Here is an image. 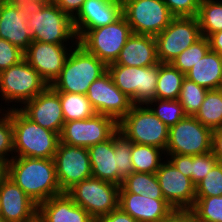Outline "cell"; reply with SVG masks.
Wrapping results in <instances>:
<instances>
[{"label":"cell","instance_id":"1","mask_svg":"<svg viewBox=\"0 0 222 222\" xmlns=\"http://www.w3.org/2000/svg\"><path fill=\"white\" fill-rule=\"evenodd\" d=\"M7 176L37 204L63 193L53 158L13 157Z\"/></svg>","mask_w":222,"mask_h":222},{"label":"cell","instance_id":"2","mask_svg":"<svg viewBox=\"0 0 222 222\" xmlns=\"http://www.w3.org/2000/svg\"><path fill=\"white\" fill-rule=\"evenodd\" d=\"M8 109H11L14 157L53 158L60 142L59 134L33 122L18 107Z\"/></svg>","mask_w":222,"mask_h":222},{"label":"cell","instance_id":"3","mask_svg":"<svg viewBox=\"0 0 222 222\" xmlns=\"http://www.w3.org/2000/svg\"><path fill=\"white\" fill-rule=\"evenodd\" d=\"M107 71V65L80 44L71 49L59 77L51 85L57 92L87 94L89 86Z\"/></svg>","mask_w":222,"mask_h":222},{"label":"cell","instance_id":"4","mask_svg":"<svg viewBox=\"0 0 222 222\" xmlns=\"http://www.w3.org/2000/svg\"><path fill=\"white\" fill-rule=\"evenodd\" d=\"M118 131L132 143L166 150L169 127L147 105H133L118 122Z\"/></svg>","mask_w":222,"mask_h":222},{"label":"cell","instance_id":"5","mask_svg":"<svg viewBox=\"0 0 222 222\" xmlns=\"http://www.w3.org/2000/svg\"><path fill=\"white\" fill-rule=\"evenodd\" d=\"M27 22L33 41L66 45L65 42L70 39L71 43H78L73 19L54 2L45 4L42 10L30 14Z\"/></svg>","mask_w":222,"mask_h":222},{"label":"cell","instance_id":"6","mask_svg":"<svg viewBox=\"0 0 222 222\" xmlns=\"http://www.w3.org/2000/svg\"><path fill=\"white\" fill-rule=\"evenodd\" d=\"M132 34L130 25L122 15L114 23L86 31L78 39V44L109 65L116 61Z\"/></svg>","mask_w":222,"mask_h":222},{"label":"cell","instance_id":"7","mask_svg":"<svg viewBox=\"0 0 222 222\" xmlns=\"http://www.w3.org/2000/svg\"><path fill=\"white\" fill-rule=\"evenodd\" d=\"M114 84L131 99L133 105H146L155 99L158 64L147 67L107 65Z\"/></svg>","mask_w":222,"mask_h":222},{"label":"cell","instance_id":"8","mask_svg":"<svg viewBox=\"0 0 222 222\" xmlns=\"http://www.w3.org/2000/svg\"><path fill=\"white\" fill-rule=\"evenodd\" d=\"M119 188L115 183L90 177L74 185L66 194L96 220L118 207Z\"/></svg>","mask_w":222,"mask_h":222},{"label":"cell","instance_id":"9","mask_svg":"<svg viewBox=\"0 0 222 222\" xmlns=\"http://www.w3.org/2000/svg\"><path fill=\"white\" fill-rule=\"evenodd\" d=\"M122 15L132 33L156 36L175 17L163 0H122Z\"/></svg>","mask_w":222,"mask_h":222},{"label":"cell","instance_id":"10","mask_svg":"<svg viewBox=\"0 0 222 222\" xmlns=\"http://www.w3.org/2000/svg\"><path fill=\"white\" fill-rule=\"evenodd\" d=\"M48 84L39 73L25 60L0 72V93L4 103H20L32 100Z\"/></svg>","mask_w":222,"mask_h":222},{"label":"cell","instance_id":"11","mask_svg":"<svg viewBox=\"0 0 222 222\" xmlns=\"http://www.w3.org/2000/svg\"><path fill=\"white\" fill-rule=\"evenodd\" d=\"M212 130L186 115L169 127L165 154L200 155L212 151Z\"/></svg>","mask_w":222,"mask_h":222},{"label":"cell","instance_id":"12","mask_svg":"<svg viewBox=\"0 0 222 222\" xmlns=\"http://www.w3.org/2000/svg\"><path fill=\"white\" fill-rule=\"evenodd\" d=\"M201 37L197 17H174L170 24L155 36L160 63H171Z\"/></svg>","mask_w":222,"mask_h":222},{"label":"cell","instance_id":"13","mask_svg":"<svg viewBox=\"0 0 222 222\" xmlns=\"http://www.w3.org/2000/svg\"><path fill=\"white\" fill-rule=\"evenodd\" d=\"M118 131V122L107 115L65 122L60 142L72 146L90 147L110 139Z\"/></svg>","mask_w":222,"mask_h":222},{"label":"cell","instance_id":"14","mask_svg":"<svg viewBox=\"0 0 222 222\" xmlns=\"http://www.w3.org/2000/svg\"><path fill=\"white\" fill-rule=\"evenodd\" d=\"M53 160L56 177L63 193L77 183L92 177L91 161L86 147L59 142Z\"/></svg>","mask_w":222,"mask_h":222},{"label":"cell","instance_id":"15","mask_svg":"<svg viewBox=\"0 0 222 222\" xmlns=\"http://www.w3.org/2000/svg\"><path fill=\"white\" fill-rule=\"evenodd\" d=\"M86 96L96 114L110 116L117 122L133 106L131 99L114 84L108 71L92 82Z\"/></svg>","mask_w":222,"mask_h":222},{"label":"cell","instance_id":"16","mask_svg":"<svg viewBox=\"0 0 222 222\" xmlns=\"http://www.w3.org/2000/svg\"><path fill=\"white\" fill-rule=\"evenodd\" d=\"M164 199L172 208L192 209L196 201V185L169 160L155 173Z\"/></svg>","mask_w":222,"mask_h":222},{"label":"cell","instance_id":"17","mask_svg":"<svg viewBox=\"0 0 222 222\" xmlns=\"http://www.w3.org/2000/svg\"><path fill=\"white\" fill-rule=\"evenodd\" d=\"M74 44L77 43H73L72 46H69V49L67 48L68 43L67 45H61L33 41L24 51V59L48 85H52L59 77L71 49L75 47Z\"/></svg>","mask_w":222,"mask_h":222},{"label":"cell","instance_id":"18","mask_svg":"<svg viewBox=\"0 0 222 222\" xmlns=\"http://www.w3.org/2000/svg\"><path fill=\"white\" fill-rule=\"evenodd\" d=\"M18 109L33 122L60 135L65 120L59 93L51 85Z\"/></svg>","mask_w":222,"mask_h":222},{"label":"cell","instance_id":"19","mask_svg":"<svg viewBox=\"0 0 222 222\" xmlns=\"http://www.w3.org/2000/svg\"><path fill=\"white\" fill-rule=\"evenodd\" d=\"M122 16V0H85L73 18L77 40L86 32L114 23Z\"/></svg>","mask_w":222,"mask_h":222},{"label":"cell","instance_id":"20","mask_svg":"<svg viewBox=\"0 0 222 222\" xmlns=\"http://www.w3.org/2000/svg\"><path fill=\"white\" fill-rule=\"evenodd\" d=\"M0 208L8 222H29L38 213V204L8 176L0 183Z\"/></svg>","mask_w":222,"mask_h":222},{"label":"cell","instance_id":"21","mask_svg":"<svg viewBox=\"0 0 222 222\" xmlns=\"http://www.w3.org/2000/svg\"><path fill=\"white\" fill-rule=\"evenodd\" d=\"M118 207L137 222H160L173 209L165 199L119 192Z\"/></svg>","mask_w":222,"mask_h":222},{"label":"cell","instance_id":"22","mask_svg":"<svg viewBox=\"0 0 222 222\" xmlns=\"http://www.w3.org/2000/svg\"><path fill=\"white\" fill-rule=\"evenodd\" d=\"M28 17L11 2L4 0L0 5V38L20 48L23 52L33 42L28 29Z\"/></svg>","mask_w":222,"mask_h":222},{"label":"cell","instance_id":"23","mask_svg":"<svg viewBox=\"0 0 222 222\" xmlns=\"http://www.w3.org/2000/svg\"><path fill=\"white\" fill-rule=\"evenodd\" d=\"M158 63L155 36L133 33L121 49L116 61L109 65L147 67Z\"/></svg>","mask_w":222,"mask_h":222},{"label":"cell","instance_id":"24","mask_svg":"<svg viewBox=\"0 0 222 222\" xmlns=\"http://www.w3.org/2000/svg\"><path fill=\"white\" fill-rule=\"evenodd\" d=\"M37 215L43 222H95V219L75 204L66 193L38 204Z\"/></svg>","mask_w":222,"mask_h":222},{"label":"cell","instance_id":"25","mask_svg":"<svg viewBox=\"0 0 222 222\" xmlns=\"http://www.w3.org/2000/svg\"><path fill=\"white\" fill-rule=\"evenodd\" d=\"M92 177L119 185L117 165V132L108 140L87 148Z\"/></svg>","mask_w":222,"mask_h":222},{"label":"cell","instance_id":"26","mask_svg":"<svg viewBox=\"0 0 222 222\" xmlns=\"http://www.w3.org/2000/svg\"><path fill=\"white\" fill-rule=\"evenodd\" d=\"M185 77L207 90L222 88V55L209 50Z\"/></svg>","mask_w":222,"mask_h":222},{"label":"cell","instance_id":"27","mask_svg":"<svg viewBox=\"0 0 222 222\" xmlns=\"http://www.w3.org/2000/svg\"><path fill=\"white\" fill-rule=\"evenodd\" d=\"M185 74L171 63H158V80L155 99L177 100Z\"/></svg>","mask_w":222,"mask_h":222},{"label":"cell","instance_id":"28","mask_svg":"<svg viewBox=\"0 0 222 222\" xmlns=\"http://www.w3.org/2000/svg\"><path fill=\"white\" fill-rule=\"evenodd\" d=\"M119 192H131L154 199H164L155 174L133 172L123 181Z\"/></svg>","mask_w":222,"mask_h":222},{"label":"cell","instance_id":"29","mask_svg":"<svg viewBox=\"0 0 222 222\" xmlns=\"http://www.w3.org/2000/svg\"><path fill=\"white\" fill-rule=\"evenodd\" d=\"M194 117L212 131L222 128V88L207 91Z\"/></svg>","mask_w":222,"mask_h":222},{"label":"cell","instance_id":"30","mask_svg":"<svg viewBox=\"0 0 222 222\" xmlns=\"http://www.w3.org/2000/svg\"><path fill=\"white\" fill-rule=\"evenodd\" d=\"M162 154L165 155V152L157 147L132 143L131 160L133 172L155 174L162 163Z\"/></svg>","mask_w":222,"mask_h":222},{"label":"cell","instance_id":"31","mask_svg":"<svg viewBox=\"0 0 222 222\" xmlns=\"http://www.w3.org/2000/svg\"><path fill=\"white\" fill-rule=\"evenodd\" d=\"M58 93L65 122L91 118L96 114L85 94Z\"/></svg>","mask_w":222,"mask_h":222},{"label":"cell","instance_id":"32","mask_svg":"<svg viewBox=\"0 0 222 222\" xmlns=\"http://www.w3.org/2000/svg\"><path fill=\"white\" fill-rule=\"evenodd\" d=\"M201 36L208 38L222 30V2L201 0L197 14Z\"/></svg>","mask_w":222,"mask_h":222},{"label":"cell","instance_id":"33","mask_svg":"<svg viewBox=\"0 0 222 222\" xmlns=\"http://www.w3.org/2000/svg\"><path fill=\"white\" fill-rule=\"evenodd\" d=\"M207 89L184 78L178 100L186 115L194 116L205 99Z\"/></svg>","mask_w":222,"mask_h":222},{"label":"cell","instance_id":"34","mask_svg":"<svg viewBox=\"0 0 222 222\" xmlns=\"http://www.w3.org/2000/svg\"><path fill=\"white\" fill-rule=\"evenodd\" d=\"M209 50L210 44L208 38L201 36L190 47L174 58L171 64L186 74Z\"/></svg>","mask_w":222,"mask_h":222},{"label":"cell","instance_id":"35","mask_svg":"<svg viewBox=\"0 0 222 222\" xmlns=\"http://www.w3.org/2000/svg\"><path fill=\"white\" fill-rule=\"evenodd\" d=\"M153 103H155L156 105ZM146 105L168 127L175 125L186 116L183 110V106L180 104L178 99H153L152 101H149ZM150 105H154V108Z\"/></svg>","mask_w":222,"mask_h":222},{"label":"cell","instance_id":"36","mask_svg":"<svg viewBox=\"0 0 222 222\" xmlns=\"http://www.w3.org/2000/svg\"><path fill=\"white\" fill-rule=\"evenodd\" d=\"M192 210L196 222H222V195L196 198Z\"/></svg>","mask_w":222,"mask_h":222},{"label":"cell","instance_id":"37","mask_svg":"<svg viewBox=\"0 0 222 222\" xmlns=\"http://www.w3.org/2000/svg\"><path fill=\"white\" fill-rule=\"evenodd\" d=\"M222 195V163L218 162L208 174L196 184V198Z\"/></svg>","mask_w":222,"mask_h":222},{"label":"cell","instance_id":"38","mask_svg":"<svg viewBox=\"0 0 222 222\" xmlns=\"http://www.w3.org/2000/svg\"><path fill=\"white\" fill-rule=\"evenodd\" d=\"M132 142L126 139L117 131V167L119 170V186L123 181L133 173V164L131 160Z\"/></svg>","mask_w":222,"mask_h":222},{"label":"cell","instance_id":"39","mask_svg":"<svg viewBox=\"0 0 222 222\" xmlns=\"http://www.w3.org/2000/svg\"><path fill=\"white\" fill-rule=\"evenodd\" d=\"M7 110H5L2 114L1 108H0V114H1L0 116V159H3L8 163L14 156V153H13L14 149H13V127H12V122H11V109H7ZM9 153L11 154V157H8L10 156Z\"/></svg>","mask_w":222,"mask_h":222},{"label":"cell","instance_id":"40","mask_svg":"<svg viewBox=\"0 0 222 222\" xmlns=\"http://www.w3.org/2000/svg\"><path fill=\"white\" fill-rule=\"evenodd\" d=\"M218 162L212 151L200 155H190V179L192 182L196 185Z\"/></svg>","mask_w":222,"mask_h":222},{"label":"cell","instance_id":"41","mask_svg":"<svg viewBox=\"0 0 222 222\" xmlns=\"http://www.w3.org/2000/svg\"><path fill=\"white\" fill-rule=\"evenodd\" d=\"M24 59V52L9 41L0 38V72Z\"/></svg>","mask_w":222,"mask_h":222},{"label":"cell","instance_id":"42","mask_svg":"<svg viewBox=\"0 0 222 222\" xmlns=\"http://www.w3.org/2000/svg\"><path fill=\"white\" fill-rule=\"evenodd\" d=\"M175 16L197 17L201 0H163Z\"/></svg>","mask_w":222,"mask_h":222},{"label":"cell","instance_id":"43","mask_svg":"<svg viewBox=\"0 0 222 222\" xmlns=\"http://www.w3.org/2000/svg\"><path fill=\"white\" fill-rule=\"evenodd\" d=\"M160 222H196L192 209L173 208Z\"/></svg>","mask_w":222,"mask_h":222},{"label":"cell","instance_id":"44","mask_svg":"<svg viewBox=\"0 0 222 222\" xmlns=\"http://www.w3.org/2000/svg\"><path fill=\"white\" fill-rule=\"evenodd\" d=\"M85 0H54L57 7L72 19L78 14Z\"/></svg>","mask_w":222,"mask_h":222},{"label":"cell","instance_id":"45","mask_svg":"<svg viewBox=\"0 0 222 222\" xmlns=\"http://www.w3.org/2000/svg\"><path fill=\"white\" fill-rule=\"evenodd\" d=\"M95 222H137L132 216L117 207L109 214L99 217Z\"/></svg>","mask_w":222,"mask_h":222},{"label":"cell","instance_id":"46","mask_svg":"<svg viewBox=\"0 0 222 222\" xmlns=\"http://www.w3.org/2000/svg\"><path fill=\"white\" fill-rule=\"evenodd\" d=\"M17 9L24 11L25 15L29 17L33 12L36 13L44 7L46 3L36 2L32 0H8Z\"/></svg>","mask_w":222,"mask_h":222},{"label":"cell","instance_id":"47","mask_svg":"<svg viewBox=\"0 0 222 222\" xmlns=\"http://www.w3.org/2000/svg\"><path fill=\"white\" fill-rule=\"evenodd\" d=\"M168 160L186 177L190 178V155L166 154Z\"/></svg>","mask_w":222,"mask_h":222},{"label":"cell","instance_id":"48","mask_svg":"<svg viewBox=\"0 0 222 222\" xmlns=\"http://www.w3.org/2000/svg\"><path fill=\"white\" fill-rule=\"evenodd\" d=\"M212 152L222 163V128L215 129L212 132Z\"/></svg>","mask_w":222,"mask_h":222},{"label":"cell","instance_id":"49","mask_svg":"<svg viewBox=\"0 0 222 222\" xmlns=\"http://www.w3.org/2000/svg\"><path fill=\"white\" fill-rule=\"evenodd\" d=\"M210 50L222 55V30L208 37Z\"/></svg>","mask_w":222,"mask_h":222},{"label":"cell","instance_id":"50","mask_svg":"<svg viewBox=\"0 0 222 222\" xmlns=\"http://www.w3.org/2000/svg\"><path fill=\"white\" fill-rule=\"evenodd\" d=\"M7 165L5 160L0 159V183L7 177Z\"/></svg>","mask_w":222,"mask_h":222},{"label":"cell","instance_id":"51","mask_svg":"<svg viewBox=\"0 0 222 222\" xmlns=\"http://www.w3.org/2000/svg\"><path fill=\"white\" fill-rule=\"evenodd\" d=\"M32 1L41 2V3H46V4H49V3H51V2H54V0H32Z\"/></svg>","mask_w":222,"mask_h":222},{"label":"cell","instance_id":"52","mask_svg":"<svg viewBox=\"0 0 222 222\" xmlns=\"http://www.w3.org/2000/svg\"><path fill=\"white\" fill-rule=\"evenodd\" d=\"M29 222H43L40 218H39V216L37 215L34 219H32L31 221H29Z\"/></svg>","mask_w":222,"mask_h":222},{"label":"cell","instance_id":"53","mask_svg":"<svg viewBox=\"0 0 222 222\" xmlns=\"http://www.w3.org/2000/svg\"><path fill=\"white\" fill-rule=\"evenodd\" d=\"M0 222H8V221L0 217Z\"/></svg>","mask_w":222,"mask_h":222}]
</instances>
